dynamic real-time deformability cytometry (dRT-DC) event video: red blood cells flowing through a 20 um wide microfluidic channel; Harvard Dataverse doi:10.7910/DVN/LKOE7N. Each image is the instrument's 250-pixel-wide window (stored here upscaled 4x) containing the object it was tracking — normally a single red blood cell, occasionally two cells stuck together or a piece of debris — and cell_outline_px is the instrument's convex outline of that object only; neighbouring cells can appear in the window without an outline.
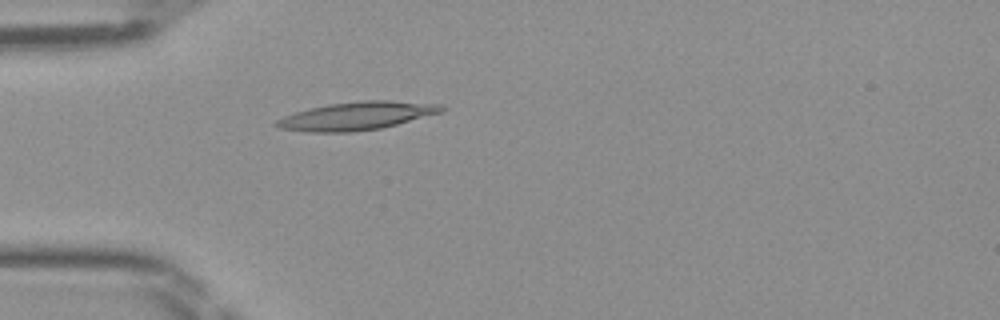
{"species": "Egyptian fruit bat (a non-hibernating species)", "species_latin": "Rousettus aegyptiacus", "temperature_condition": "room temperature", "stored_images_in_passage": 34, "camera_frame_rate_fps": 3000, "um_per_image_px": 0.085, "frame": {"image": 1, "passage_image": 1, "time_ms": 0.0, "image_size_px": [1000, 320], "cell_outline_px": [[448, 108], [444, 112], [380, 128], [352, 132], [308, 132], [280, 128], [272, 124], [276, 120], [284, 116], [296, 112], [328, 104], [360, 100], [388, 100], [440, 104]], "centroid_in_image_um": [30.35, 9.84], "position_along_channel_um": 54.6, "area_um2": 27.05}}
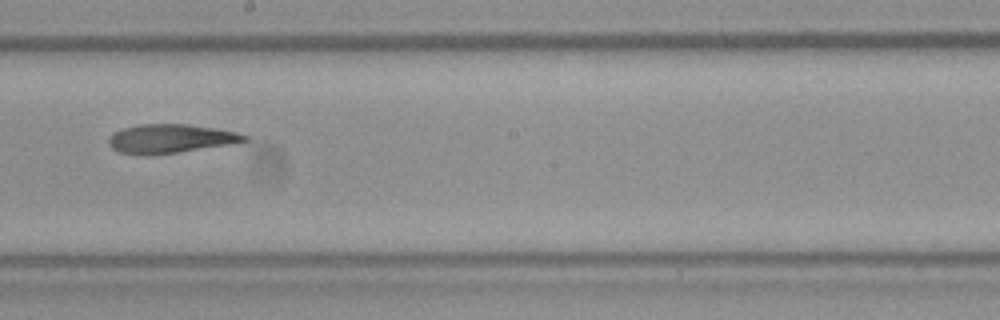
{"frame": {"image": 2, "passage_image": 14, "time_ms": 4.333, "image_size_px": [1000, 320], "cell_outline_px": [[248, 140], [228, 144], [152, 156], [144, 156], [120, 152], [112, 148], [108, 144], [108, 136], [112, 132], [120, 128], [140, 124], [188, 124], [216, 128], [236, 132], [248, 136]], "centroid_in_image_um": [14.4, 11.78], "position_along_channel_um": 233.8, "area_um2": 23.0}}
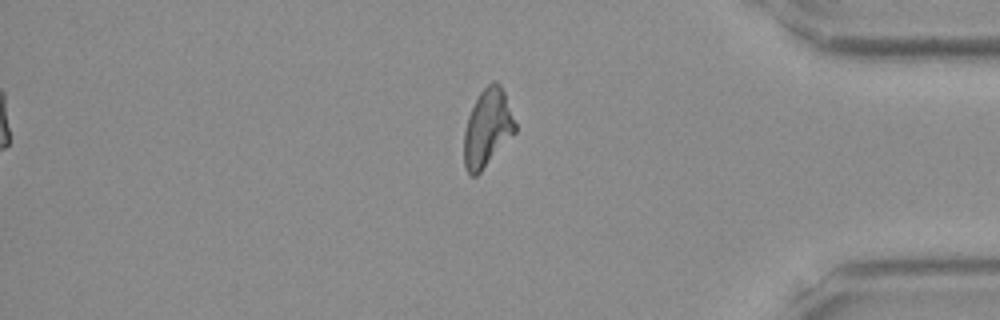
{"frame": {"image": 3, "passage_image": 27, "time_ms": 8.667, "image_size_px": [1000, 320], "cell_outline_px": [[516, 132], [480, 172], [476, 176], [472, 176], [464, 168], [464, 132], [468, 116], [480, 92], [492, 80], [496, 80], [500, 84], [504, 92], [516, 124]], "centroid_in_image_um": [41.43, 10.88], "position_along_channel_um": 393.8, "area_um2": 22.95}}